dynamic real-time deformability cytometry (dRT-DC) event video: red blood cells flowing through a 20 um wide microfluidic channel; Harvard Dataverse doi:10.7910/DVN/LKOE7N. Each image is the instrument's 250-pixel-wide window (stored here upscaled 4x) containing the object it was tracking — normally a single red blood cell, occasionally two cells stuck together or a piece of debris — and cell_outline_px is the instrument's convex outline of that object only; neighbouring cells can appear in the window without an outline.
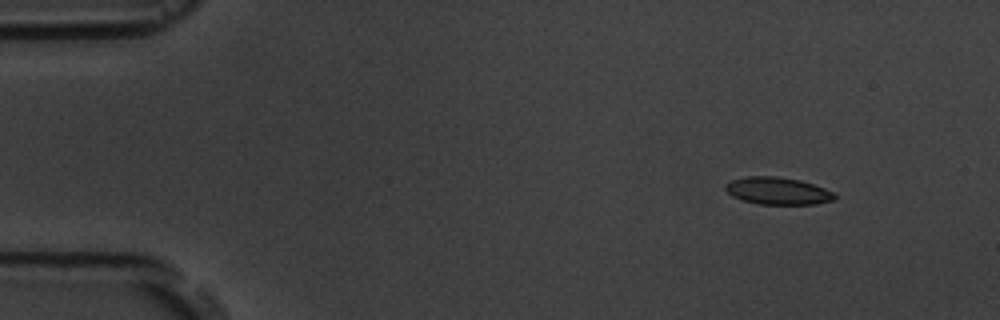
{"species": "common noctule bat (a hibernating species)", "species_latin": "Nyctalus noctula", "temperature_condition": "room temperature", "stored_images_in_passage": 5, "camera_frame_rate_fps": 3000, "um_per_image_px": 0.085, "animal": {"sex": "male", "body_mass_g": 19.5, "forearm_length_mm": 54.6}, "frame": {"image": 1, "passage_image": 2, "time_ms": 1.333, "image_size_px": [1000, 320], "cell_outline_px": [[836, 200], [816, 204], [756, 204], [732, 196], [724, 188], [724, 184], [732, 180], [748, 176], [776, 176], [800, 180], [824, 188], [832, 192], [836, 196]], "centroid_in_image_um": [66.1, 16.23], "position_along_channel_um": 18.9, "area_um2": 17.34}}
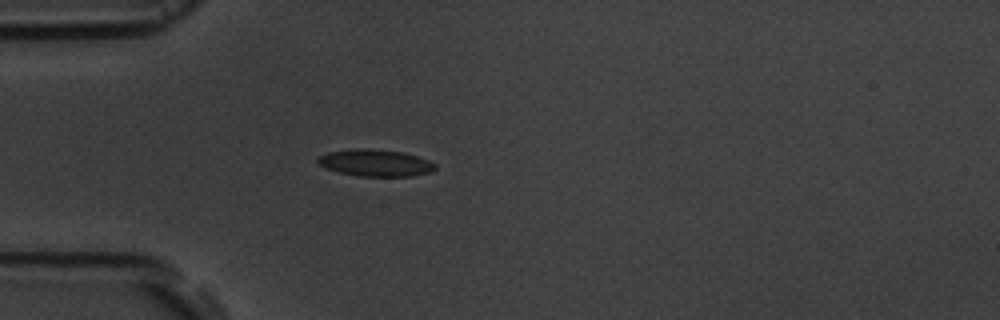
{"frame": {"image": 2, "passage_image": 5, "time_ms": 4.667, "image_size_px": [1000, 320], "cell_outline_px": [[436, 168], [428, 172], [412, 176], [356, 176], [340, 172], [328, 168], [320, 164], [316, 160], [320, 156], [328, 152], [356, 148], [368, 148], [404, 152], [428, 160], [436, 164]], "centroid_in_image_um": [31.92, 13.83], "position_along_channel_um": 53.1, "area_um2": 18.21}}